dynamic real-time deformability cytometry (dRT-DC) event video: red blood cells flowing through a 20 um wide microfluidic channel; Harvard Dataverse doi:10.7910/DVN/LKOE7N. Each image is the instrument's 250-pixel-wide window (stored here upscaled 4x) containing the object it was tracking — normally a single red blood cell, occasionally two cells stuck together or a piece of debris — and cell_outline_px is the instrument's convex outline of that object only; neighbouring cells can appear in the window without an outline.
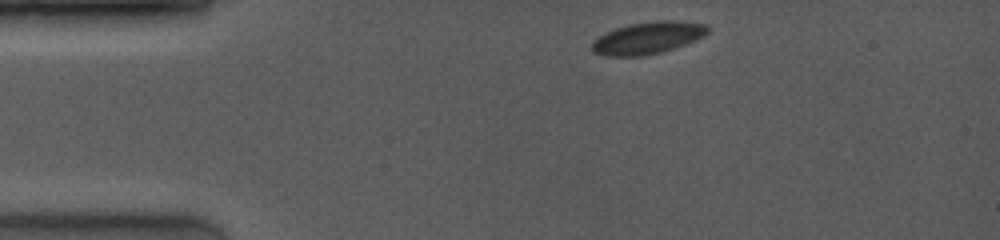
{"species": "common noctule bat (a hibernating species)", "species_latin": "Nyctalus noctula", "temperature_condition": "room temperature", "stored_images_in_passage": 36, "camera_frame_rate_fps": 4000, "um_per_image_px": 0.085, "animal": {"sex": "female", "body_mass_g": 19.0, "forearm_length_mm": 53.3}, "frame": {"image": 1, "passage_image": 1, "time_ms": 0.0, "image_size_px": [1000, 240], "cell_outline_px": [[708, 32], [704, 36], [696, 40], [660, 52], [640, 56], [608, 56], [592, 52], [592, 40], [616, 28], [628, 24], [656, 20], [676, 20], [708, 24]], "centroid_in_image_um": [55.07, 3.2], "position_along_channel_um": 29.9, "area_um2": 21.56}}
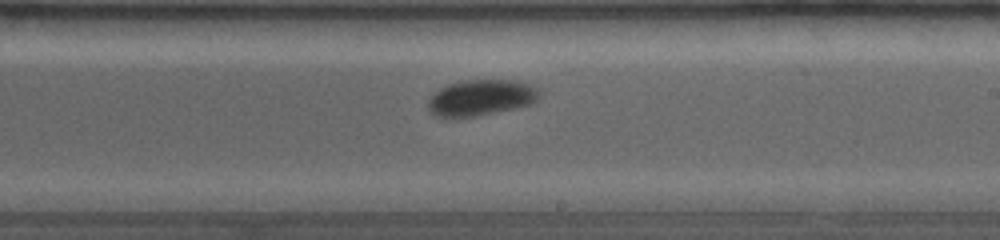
{"frame": {"image": 2, "passage_image": 21, "time_ms": 6.75, "image_size_px": [1000, 240], "cell_outline_px": [[540, 96], [536, 100], [528, 104], [512, 108], [476, 116], [436, 116], [428, 108], [428, 100], [432, 92], [448, 84], [464, 80], [520, 80], [536, 88], [540, 92]], "centroid_in_image_um": [40.86, 8.27], "position_along_channel_um": 248.1, "area_um2": 23.0}}
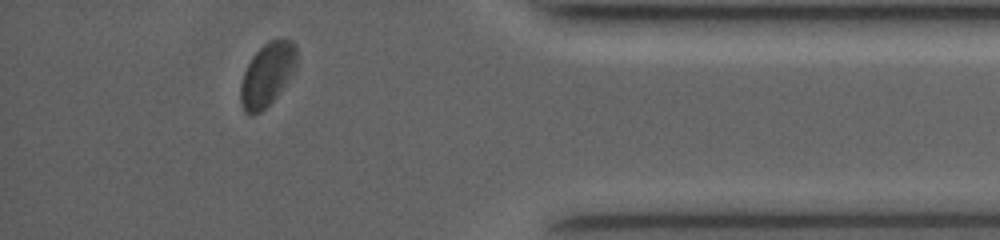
{"frame": {"image": 3, "passage_image": 33, "time_ms": 11.25, "image_size_px": [1000, 240], "cell_outline_px": [[296, 68], [276, 96], [260, 112], [252, 116], [248, 116], [244, 112], [240, 100], [240, 84], [244, 72], [252, 56], [268, 40], [292, 40], [296, 44]], "centroid_in_image_um": [22.69, 6.34], "position_along_channel_um": 412.5, "area_um2": 20.52}, "authors_computed_cell_mechanics": {"area_um2": 22.5131, "velocity_mm_per_s": 4.036, "shape_relaxation_time_tau1_ms": 7.6989, "shape_relaxation_time_tau2_ms": null, "deformation_change_tau1": 0.1323, "deformation_change_tau2": null}}